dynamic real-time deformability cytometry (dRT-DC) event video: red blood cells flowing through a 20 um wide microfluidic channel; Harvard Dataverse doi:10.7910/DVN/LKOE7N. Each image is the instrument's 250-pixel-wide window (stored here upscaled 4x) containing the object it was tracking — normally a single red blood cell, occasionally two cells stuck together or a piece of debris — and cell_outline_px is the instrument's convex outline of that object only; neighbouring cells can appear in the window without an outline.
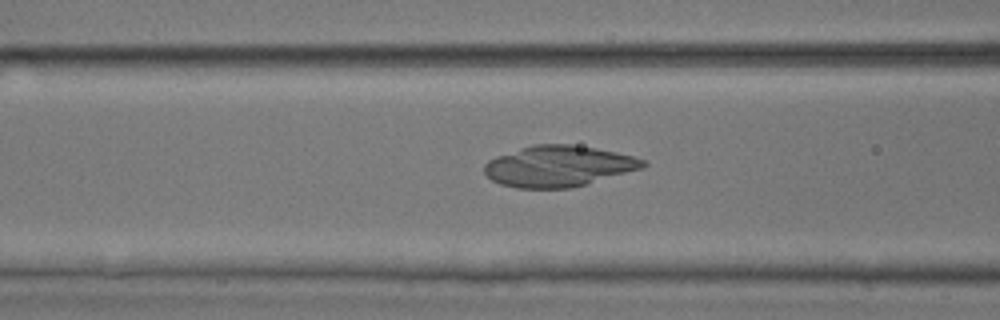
{"species": "common noctule bat (a hibernating species)", "species_latin": "Nyctalus noctula", "temperature_condition": "room temperature", "stored_images_in_passage": 42, "camera_frame_rate_fps": 3000, "um_per_image_px": 0.085, "animal": {"sex": "male", "body_mass_g": 17.9, "forearm_length_mm": 54.2}, "frame": {"image": 1, "passage_image": 11, "time_ms": 3.333, "image_size_px": [1000, 320], "cell_outline_px": [[648, 164], [644, 168], [572, 188], [516, 188], [500, 184], [492, 180], [484, 172], [484, 164], [488, 160], [496, 156], [532, 144], [572, 144], [596, 148], [616, 152], [632, 156], [644, 160]], "centroid_in_image_um": [47.47, 14.12], "position_along_channel_um": 119.1, "area_um2": 38.03}}
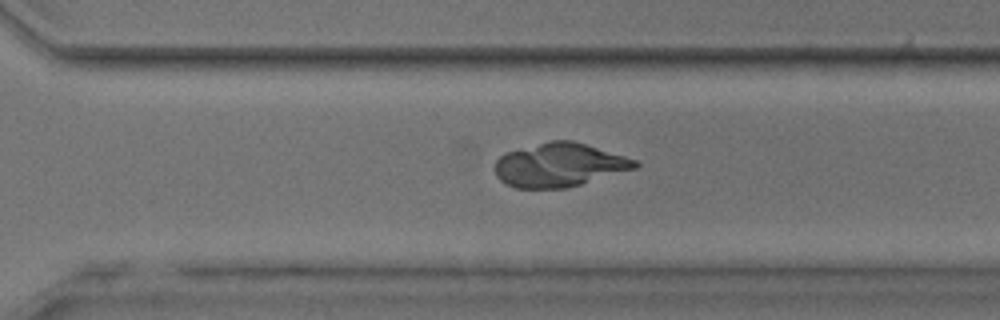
{"frame": {"image": 2, "passage_image": 26, "time_ms": 8.333, "image_size_px": [1000, 320], "cell_outline_px": [[640, 164], [636, 168], [580, 184], [564, 188], [516, 188], [500, 180], [496, 176], [496, 160], [504, 152], [552, 140], [572, 140], [624, 156], [636, 160]], "centroid_in_image_um": [47.52, 14.02], "position_along_channel_um": 323.1, "area_um2": 35.26}}
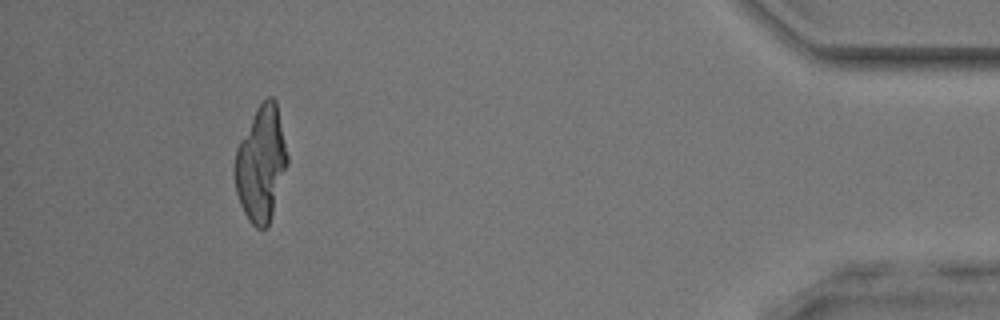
{"frame": {"image": 3, "passage_image": 37, "time_ms": 12.0, "image_size_px": [1000, 320], "cell_outline_px": [[288, 164], [268, 224], [264, 228], [256, 228], [248, 220], [240, 204], [236, 192], [232, 172], [236, 148], [256, 108], [268, 96], [272, 96], [276, 100], [288, 156]], "centroid_in_image_um": [22.16, 13.9], "position_along_channel_um": 413.0, "area_um2": 35.26}}